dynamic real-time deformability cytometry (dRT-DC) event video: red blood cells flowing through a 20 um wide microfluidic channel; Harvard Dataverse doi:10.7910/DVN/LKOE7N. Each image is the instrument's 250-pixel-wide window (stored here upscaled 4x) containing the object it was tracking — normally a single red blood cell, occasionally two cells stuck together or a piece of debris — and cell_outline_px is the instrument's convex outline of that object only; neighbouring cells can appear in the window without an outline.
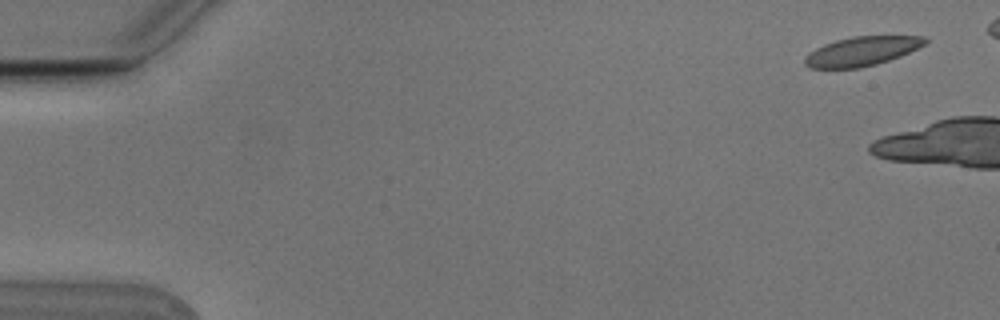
{"species": "Egyptian fruit bat (a non-hibernating species)", "species_latin": "Rousettus aegyptiacus", "temperature_condition": "cold", "stored_images_in_passage": 3, "camera_frame_rate_fps": 3000, "um_per_image_px": 0.085, "animal": {"sex": "male"}, "frame": {"image": 1, "passage_image": 1, "time_ms": 0.0, "image_size_px": [1000, 320], "cell_outline_px": [[928, 40], [924, 44], [900, 56], [876, 64], [860, 68], [808, 68], [804, 64], [804, 56], [808, 52], [824, 44], [836, 40], [852, 36], [924, 36]], "centroid_in_image_um": [73.19, 4.36], "position_along_channel_um": 11.8, "area_um2": 20.4}}